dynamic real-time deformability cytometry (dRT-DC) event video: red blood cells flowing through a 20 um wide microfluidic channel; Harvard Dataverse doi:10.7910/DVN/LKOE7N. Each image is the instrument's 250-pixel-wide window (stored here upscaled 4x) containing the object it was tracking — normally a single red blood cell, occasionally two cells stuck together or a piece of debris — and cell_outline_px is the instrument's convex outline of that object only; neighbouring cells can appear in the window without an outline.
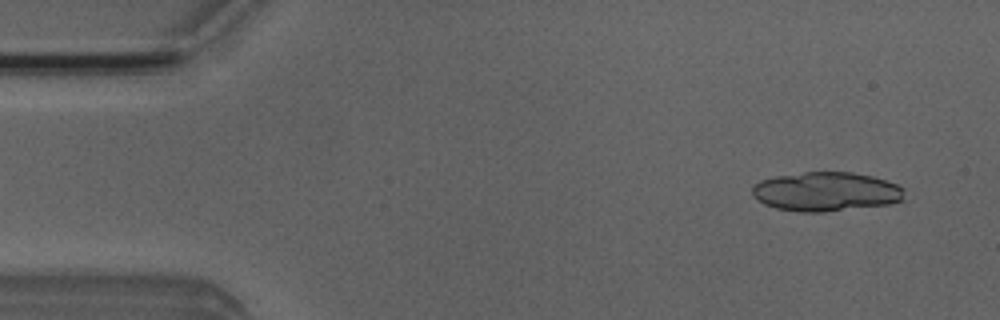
{"species": "Egyptian fruit bat (a non-hibernating species)", "species_latin": "Rousettus aegyptiacus", "temperature_condition": "room temperature", "stored_images_in_passage": 16, "camera_frame_rate_fps": 3000, "um_per_image_px": 0.085, "animal": {"sex": "male"}, "frame": {"image": 1, "passage_image": 3, "time_ms": 0.667, "image_size_px": [1000, 320], "cell_outline_px": [[904, 200], [888, 204], [824, 212], [800, 212], [776, 208], [764, 204], [752, 192], [752, 184], [760, 180], [776, 176], [804, 172], [852, 172], [872, 176], [896, 184], [904, 188]], "centroid_in_image_um": [70.21, 16.28], "position_along_channel_um": 14.8, "area_um2": 34.68}}